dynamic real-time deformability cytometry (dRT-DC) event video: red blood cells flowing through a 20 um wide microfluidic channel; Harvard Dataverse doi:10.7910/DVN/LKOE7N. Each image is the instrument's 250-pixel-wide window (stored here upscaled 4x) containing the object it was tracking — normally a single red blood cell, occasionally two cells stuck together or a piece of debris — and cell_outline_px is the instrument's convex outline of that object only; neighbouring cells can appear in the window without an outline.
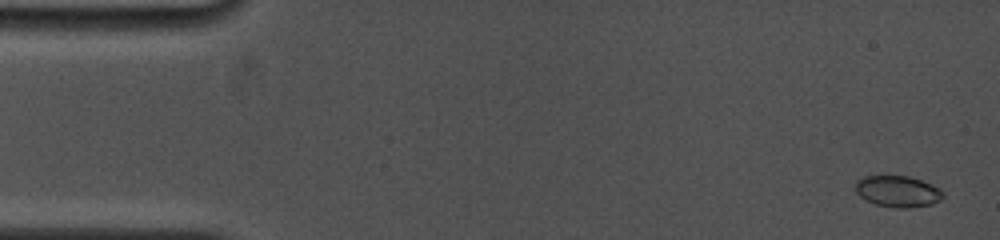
{"species": "common noctule bat (a hibernating species)", "species_latin": "Nyctalus noctula", "temperature_condition": "cold", "stored_images_in_passage": 83, "camera_frame_rate_fps": 5000, "um_per_image_px": 0.085, "animal": {"sex": "female", "body_mass_g": 19.0, "forearm_length_mm": 53.3}, "frame": {"image": 1, "passage_image": 3, "time_ms": 0.4, "image_size_px": [1000, 240], "cell_outline_px": [[944, 196], [940, 200], [932, 204], [908, 208], [896, 208], [876, 204], [860, 196], [856, 192], [856, 180], [864, 176], [908, 176], [932, 184], [940, 188], [944, 192]], "centroid_in_image_um": [76.34, 16.26], "position_along_channel_um": 8.7, "area_um2": 15.95}}
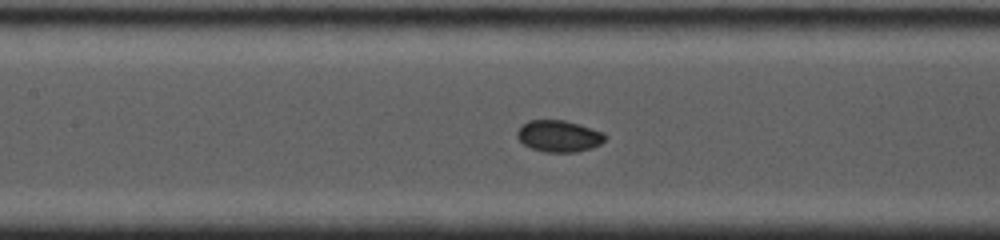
{"frame": {"image": 2, "passage_image": 39, "time_ms": 7.6, "image_size_px": [1000, 240], "cell_outline_px": [[608, 136], [600, 144], [592, 148], [576, 152], [544, 152], [532, 148], [524, 144], [516, 136], [516, 132], [528, 120], [564, 120], [604, 132]], "centroid_in_image_um": [47.52, 11.57], "position_along_channel_um": 159.9, "area_um2": 16.13}}
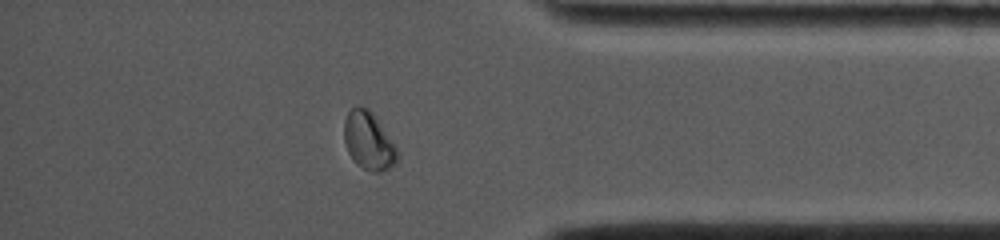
{"frame": {"image": 3, "passage_image": 72, "time_ms": 14.2, "image_size_px": [1000, 240], "cell_outline_px": [[396, 164], [380, 172], [372, 172], [356, 164], [352, 160], [348, 152], [344, 140], [344, 120], [348, 112], [356, 104], [368, 108], [376, 116], [396, 148]], "centroid_in_image_um": [31.29, 11.95], "position_along_channel_um": 403.9, "area_um2": 17.86}, "authors_computed_cell_mechanics": {"area_um2": 16.184, "velocity_mm_per_s": 3.8117, "shape_relaxation_time_tau1_ms": 3.0207, "shape_relaxation_time_tau2_ms": 3.4129, "deformation_change_tau1": 0.0781, "deformation_change_tau2": 0.0425}}